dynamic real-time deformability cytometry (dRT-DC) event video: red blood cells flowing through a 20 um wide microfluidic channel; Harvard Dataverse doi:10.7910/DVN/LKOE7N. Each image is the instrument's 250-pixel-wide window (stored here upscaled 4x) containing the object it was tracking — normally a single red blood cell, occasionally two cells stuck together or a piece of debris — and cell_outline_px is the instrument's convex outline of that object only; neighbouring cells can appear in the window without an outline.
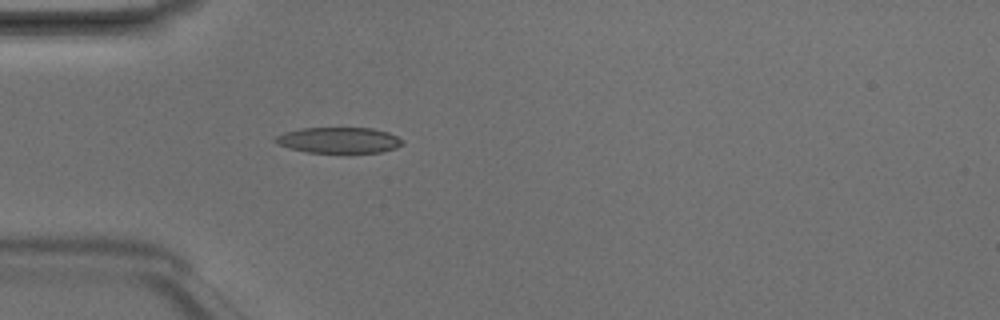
{"species": "Egyptian fruit bat (a non-hibernating species)", "species_latin": "Rousettus aegyptiacus", "temperature_condition": "room temperature", "stored_images_in_passage": 4, "camera_frame_rate_fps": 3000, "um_per_image_px": 0.085, "animal": {"sex": "male"}, "frame": {"image": 1, "passage_image": 4, "time_ms": 1.0, "image_size_px": [1000, 320], "cell_outline_px": [[404, 144], [396, 148], [380, 152], [308, 152], [276, 144], [272, 140], [276, 136], [284, 132], [300, 128], [372, 128], [388, 132], [404, 140]], "centroid_in_image_um": [28.81, 11.9], "position_along_channel_um": 56.2, "area_um2": 19.07}}